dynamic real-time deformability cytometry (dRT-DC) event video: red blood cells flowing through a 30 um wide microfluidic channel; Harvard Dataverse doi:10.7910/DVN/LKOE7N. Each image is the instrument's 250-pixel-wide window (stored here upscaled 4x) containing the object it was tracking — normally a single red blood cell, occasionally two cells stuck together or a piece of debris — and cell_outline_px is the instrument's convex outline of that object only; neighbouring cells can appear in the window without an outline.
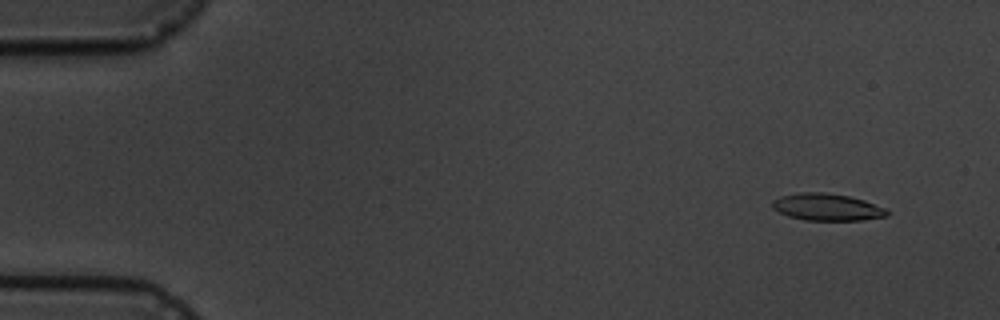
{"species": "common noctule bat (a hibernating species)", "species_latin": "Nyctalus noctula", "temperature_condition": "cold", "stored_images_in_passage": 9, "camera_frame_rate_fps": 3000, "um_per_image_px": 0.085, "animal": {"sex": "male", "body_mass_g": 19.5, "forearm_length_mm": 54.6}, "frame": {"image": 1, "passage_image": 2, "time_ms": 1.333, "image_size_px": [1000, 320], "cell_outline_px": [[888, 216], [864, 220], [804, 220], [788, 216], [772, 208], [772, 200], [780, 196], [800, 192], [824, 192], [848, 196], [864, 200], [884, 208], [888, 212]], "centroid_in_image_um": [70.27, 17.6], "position_along_channel_um": 14.7, "area_um2": 18.03}}
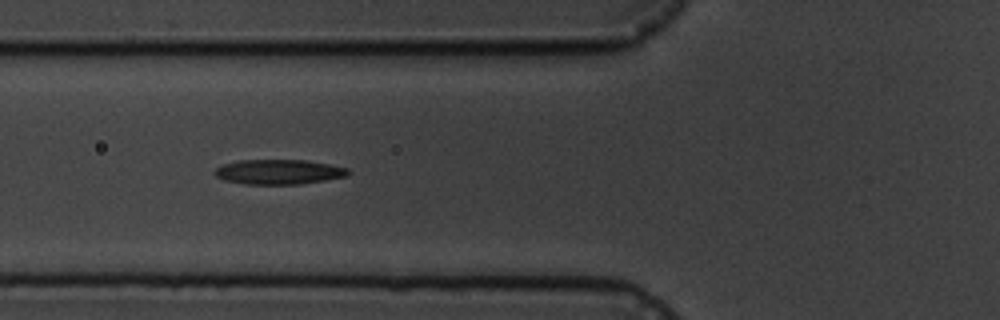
{"frame": {"image": 2, "passage_image": 7, "time_ms": 7.0, "image_size_px": [1000, 320], "cell_outline_px": [[352, 172], [348, 176], [300, 184], [244, 184], [224, 180], [216, 176], [212, 172], [216, 168], [224, 164], [240, 160], [308, 160], [348, 168]], "centroid_in_image_um": [23.71, 14.61], "position_along_channel_um": 102.1, "area_um2": 19.36}}
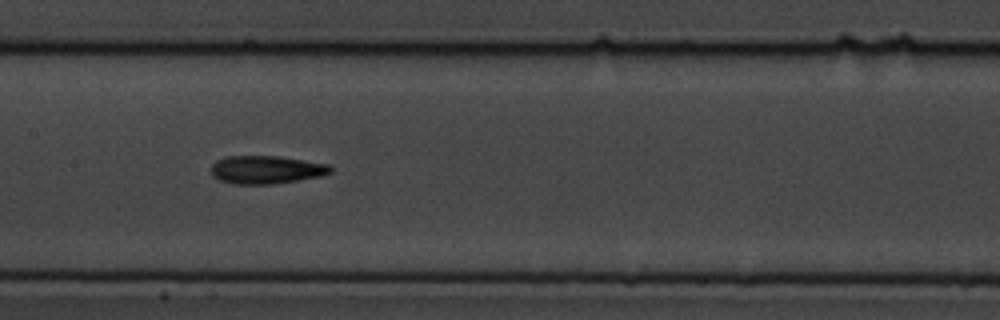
{"frame": {"image": 3, "passage_image": 9, "time_ms": 9.333, "image_size_px": [1000, 320], "cell_outline_px": [[332, 172], [320, 176], [272, 184], [232, 184], [220, 180], [212, 176], [212, 164], [216, 160], [228, 156], [276, 156], [328, 164], [332, 168]], "centroid_in_image_um": [22.6, 14.42], "position_along_channel_um": 184.8, "area_um2": 19.36}}